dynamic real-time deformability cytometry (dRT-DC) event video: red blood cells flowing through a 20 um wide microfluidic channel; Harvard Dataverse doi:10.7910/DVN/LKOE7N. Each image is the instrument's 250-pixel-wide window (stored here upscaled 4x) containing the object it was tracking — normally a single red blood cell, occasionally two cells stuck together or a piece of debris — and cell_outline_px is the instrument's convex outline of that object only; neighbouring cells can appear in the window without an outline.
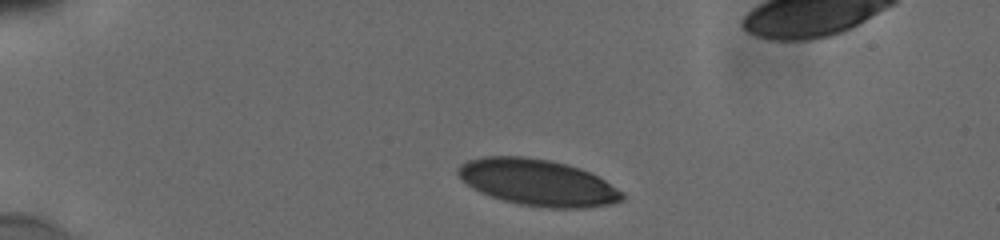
{"species": "human", "species_latin": "Homo sapiens", "temperature_condition": "cold", "stored_images_in_passage": 14, "camera_frame_rate_fps": 3000, "um_per_image_px": 0.085, "donor": {"sex": "male"}, "frame": {"image": 1, "passage_image": 4, "time_ms": 1.0, "image_size_px": [1000, 240], "cell_outline_px": [[624, 200], [612, 204], [588, 208], [552, 208], [520, 204], [504, 200], [480, 192], [468, 184], [456, 172], [456, 168], [460, 164], [468, 160], [484, 156], [524, 156], [552, 160], [580, 168], [604, 180], [624, 192]], "centroid_in_image_um": [45.73, 15.51], "position_along_channel_um": 39.3, "area_um2": 44.33}}